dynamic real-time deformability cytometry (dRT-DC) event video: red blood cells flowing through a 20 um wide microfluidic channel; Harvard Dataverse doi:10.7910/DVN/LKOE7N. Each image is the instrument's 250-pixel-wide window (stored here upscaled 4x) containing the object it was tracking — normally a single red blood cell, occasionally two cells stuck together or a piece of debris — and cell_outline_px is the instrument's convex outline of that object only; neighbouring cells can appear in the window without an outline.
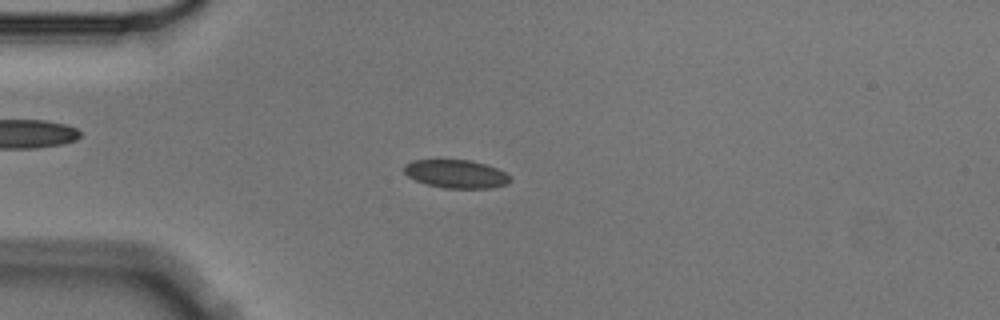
{"species": "Egyptian fruit bat (a non-hibernating species)", "species_latin": "Rousettus aegyptiacus", "temperature_condition": "cold", "stored_images_in_passage": 6, "camera_frame_rate_fps": 3000, "um_per_image_px": 0.085, "animal": {"sex": "male"}, "frame": {"image": 1, "passage_image": 4, "time_ms": 1.0, "image_size_px": [1000, 320], "cell_outline_px": [[512, 180], [508, 184], [492, 188], [444, 188], [424, 184], [408, 176], [404, 172], [404, 164], [412, 160], [468, 160], [484, 164], [496, 168], [512, 176]], "centroid_in_image_um": [38.78, 14.79], "position_along_channel_um": 46.2, "area_um2": 17.57}}
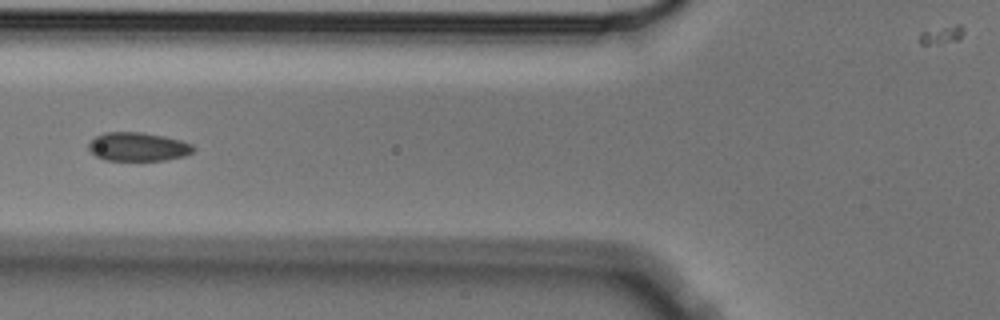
{"frame": {"image": 2, "passage_image": 6, "time_ms": 1.667, "image_size_px": [1000, 320], "cell_outline_px": [[196, 148], [192, 152], [184, 156], [164, 160], [104, 160], [96, 156], [88, 148], [88, 144], [96, 136], [104, 132], [140, 132], [164, 136], [180, 140], [192, 144]], "centroid_in_image_um": [11.73, 12.47], "position_along_channel_um": 114.1, "area_um2": 17.46}}